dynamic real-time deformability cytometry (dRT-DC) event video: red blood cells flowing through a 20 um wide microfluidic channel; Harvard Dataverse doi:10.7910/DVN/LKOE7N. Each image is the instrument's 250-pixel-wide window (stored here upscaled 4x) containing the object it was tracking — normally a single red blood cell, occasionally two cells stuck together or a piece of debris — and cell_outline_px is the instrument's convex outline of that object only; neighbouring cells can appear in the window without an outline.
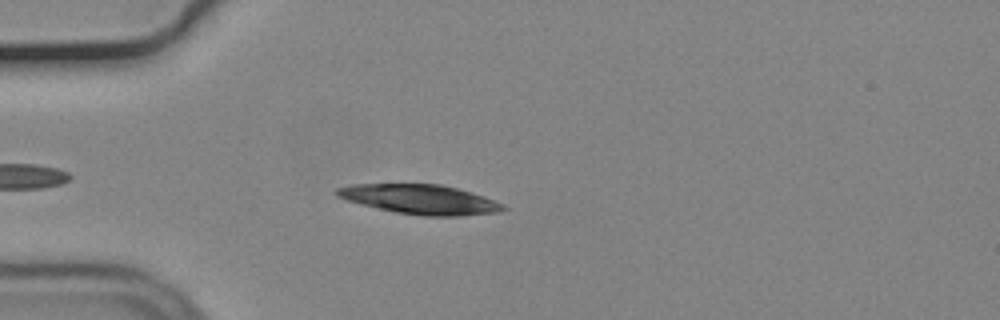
{"species": "common noctule bat (a hibernating species)", "species_latin": "Nyctalus noctula", "temperature_condition": "cold", "stored_images_in_passage": 41, "camera_frame_rate_fps": 3000, "um_per_image_px": 0.085, "animal": {"sex": "male", "body_mass_g": 19.2, "forearm_length_mm": 51.8}, "frame": {"image": 1, "passage_image": 6, "time_ms": 1.667, "image_size_px": [1000, 320], "cell_outline_px": [[508, 208], [500, 212], [460, 216], [424, 216], [396, 212], [360, 204], [336, 196], [332, 192], [336, 188], [352, 184], [440, 184], [456, 188], [484, 196], [504, 204]], "centroid_in_image_um": [35.71, 16.94], "position_along_channel_um": 49.3, "area_um2": 28.67}}